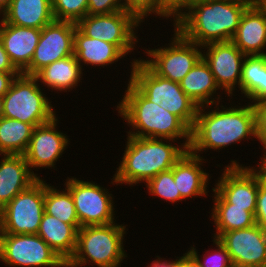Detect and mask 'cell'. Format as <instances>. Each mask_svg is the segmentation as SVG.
I'll list each match as a JSON object with an SVG mask.
<instances>
[{"label": "cell", "mask_w": 266, "mask_h": 267, "mask_svg": "<svg viewBox=\"0 0 266 267\" xmlns=\"http://www.w3.org/2000/svg\"><path fill=\"white\" fill-rule=\"evenodd\" d=\"M244 106L213 104L199 107L196 121L191 129L189 151L200 157L199 152L219 151L241 140L257 138L256 111L254 105L247 102ZM221 109H220V107ZM211 111H210V108ZM207 109V111H205Z\"/></svg>", "instance_id": "obj_1"}, {"label": "cell", "mask_w": 266, "mask_h": 267, "mask_svg": "<svg viewBox=\"0 0 266 267\" xmlns=\"http://www.w3.org/2000/svg\"><path fill=\"white\" fill-rule=\"evenodd\" d=\"M246 8L228 0H196L173 27L185 39L200 46L231 41Z\"/></svg>", "instance_id": "obj_2"}, {"label": "cell", "mask_w": 266, "mask_h": 267, "mask_svg": "<svg viewBox=\"0 0 266 267\" xmlns=\"http://www.w3.org/2000/svg\"><path fill=\"white\" fill-rule=\"evenodd\" d=\"M126 139L122 161L120 160L112 178L113 182L111 181L116 186L126 183L132 187L139 183H147L159 173L171 170L187 151L182 144H172L175 141L171 139L129 135Z\"/></svg>", "instance_id": "obj_3"}, {"label": "cell", "mask_w": 266, "mask_h": 267, "mask_svg": "<svg viewBox=\"0 0 266 267\" xmlns=\"http://www.w3.org/2000/svg\"><path fill=\"white\" fill-rule=\"evenodd\" d=\"M122 95L116 110L131 131L129 136L141 138H160L177 141L187 150L191 143V130L174 114L160 105L150 102L130 82Z\"/></svg>", "instance_id": "obj_4"}, {"label": "cell", "mask_w": 266, "mask_h": 267, "mask_svg": "<svg viewBox=\"0 0 266 267\" xmlns=\"http://www.w3.org/2000/svg\"><path fill=\"white\" fill-rule=\"evenodd\" d=\"M125 224L88 225L78 230L77 244L66 267L95 264L98 267H119L127 257L123 240Z\"/></svg>", "instance_id": "obj_5"}, {"label": "cell", "mask_w": 266, "mask_h": 267, "mask_svg": "<svg viewBox=\"0 0 266 267\" xmlns=\"http://www.w3.org/2000/svg\"><path fill=\"white\" fill-rule=\"evenodd\" d=\"M132 60L128 81L150 102L176 115L191 130L199 107L184 93L180 83L158 76L141 57Z\"/></svg>", "instance_id": "obj_6"}, {"label": "cell", "mask_w": 266, "mask_h": 267, "mask_svg": "<svg viewBox=\"0 0 266 267\" xmlns=\"http://www.w3.org/2000/svg\"><path fill=\"white\" fill-rule=\"evenodd\" d=\"M34 76L20 73L3 96V117L16 119L34 127L51 121L54 106L49 102Z\"/></svg>", "instance_id": "obj_7"}, {"label": "cell", "mask_w": 266, "mask_h": 267, "mask_svg": "<svg viewBox=\"0 0 266 267\" xmlns=\"http://www.w3.org/2000/svg\"><path fill=\"white\" fill-rule=\"evenodd\" d=\"M173 35L164 48L146 49L149 59L142 61L158 76L180 83L202 58V46L185 39L175 28Z\"/></svg>", "instance_id": "obj_8"}, {"label": "cell", "mask_w": 266, "mask_h": 267, "mask_svg": "<svg viewBox=\"0 0 266 267\" xmlns=\"http://www.w3.org/2000/svg\"><path fill=\"white\" fill-rule=\"evenodd\" d=\"M44 179L38 178L0 210L1 232L37 234L44 213Z\"/></svg>", "instance_id": "obj_9"}, {"label": "cell", "mask_w": 266, "mask_h": 267, "mask_svg": "<svg viewBox=\"0 0 266 267\" xmlns=\"http://www.w3.org/2000/svg\"><path fill=\"white\" fill-rule=\"evenodd\" d=\"M0 262L9 267H66L38 234L0 233Z\"/></svg>", "instance_id": "obj_10"}, {"label": "cell", "mask_w": 266, "mask_h": 267, "mask_svg": "<svg viewBox=\"0 0 266 267\" xmlns=\"http://www.w3.org/2000/svg\"><path fill=\"white\" fill-rule=\"evenodd\" d=\"M140 24L133 14L122 10L109 14H87L77 27L90 38L114 44L127 56L137 46L135 30Z\"/></svg>", "instance_id": "obj_11"}, {"label": "cell", "mask_w": 266, "mask_h": 267, "mask_svg": "<svg viewBox=\"0 0 266 267\" xmlns=\"http://www.w3.org/2000/svg\"><path fill=\"white\" fill-rule=\"evenodd\" d=\"M64 185L71 193L80 227L115 222L113 196L107 188L74 177H68Z\"/></svg>", "instance_id": "obj_12"}, {"label": "cell", "mask_w": 266, "mask_h": 267, "mask_svg": "<svg viewBox=\"0 0 266 267\" xmlns=\"http://www.w3.org/2000/svg\"><path fill=\"white\" fill-rule=\"evenodd\" d=\"M229 164L213 188L233 207L245 208L255 215L259 166L253 168L239 165L236 160H231Z\"/></svg>", "instance_id": "obj_13"}, {"label": "cell", "mask_w": 266, "mask_h": 267, "mask_svg": "<svg viewBox=\"0 0 266 267\" xmlns=\"http://www.w3.org/2000/svg\"><path fill=\"white\" fill-rule=\"evenodd\" d=\"M77 24L57 21L46 25L36 46L30 65L22 74L34 76L49 64L74 54V34Z\"/></svg>", "instance_id": "obj_14"}, {"label": "cell", "mask_w": 266, "mask_h": 267, "mask_svg": "<svg viewBox=\"0 0 266 267\" xmlns=\"http://www.w3.org/2000/svg\"><path fill=\"white\" fill-rule=\"evenodd\" d=\"M202 49H205L202 50V58L209 65L217 85L226 92L227 97L232 98L236 87L240 90L242 64L246 55L231 41L209 43Z\"/></svg>", "instance_id": "obj_15"}, {"label": "cell", "mask_w": 266, "mask_h": 267, "mask_svg": "<svg viewBox=\"0 0 266 267\" xmlns=\"http://www.w3.org/2000/svg\"><path fill=\"white\" fill-rule=\"evenodd\" d=\"M58 121L57 116H55L51 121L36 126L29 146L24 153L30 171L37 178H40V176L37 173L35 174L33 170L35 168L54 169L56 162L64 154L63 152L68 148V144H70L67 135L57 130Z\"/></svg>", "instance_id": "obj_16"}, {"label": "cell", "mask_w": 266, "mask_h": 267, "mask_svg": "<svg viewBox=\"0 0 266 267\" xmlns=\"http://www.w3.org/2000/svg\"><path fill=\"white\" fill-rule=\"evenodd\" d=\"M217 239L228 251L234 267H266V247L258 224L223 232Z\"/></svg>", "instance_id": "obj_17"}, {"label": "cell", "mask_w": 266, "mask_h": 267, "mask_svg": "<svg viewBox=\"0 0 266 267\" xmlns=\"http://www.w3.org/2000/svg\"><path fill=\"white\" fill-rule=\"evenodd\" d=\"M231 42L245 55L266 54V2L246 8Z\"/></svg>", "instance_id": "obj_18"}, {"label": "cell", "mask_w": 266, "mask_h": 267, "mask_svg": "<svg viewBox=\"0 0 266 267\" xmlns=\"http://www.w3.org/2000/svg\"><path fill=\"white\" fill-rule=\"evenodd\" d=\"M42 29L7 24L0 20V39L14 67L22 73L31 63Z\"/></svg>", "instance_id": "obj_19"}, {"label": "cell", "mask_w": 266, "mask_h": 267, "mask_svg": "<svg viewBox=\"0 0 266 267\" xmlns=\"http://www.w3.org/2000/svg\"><path fill=\"white\" fill-rule=\"evenodd\" d=\"M204 161L203 156H196L187 150L173 166V178L183 199L208 195L210 176L202 168Z\"/></svg>", "instance_id": "obj_20"}, {"label": "cell", "mask_w": 266, "mask_h": 267, "mask_svg": "<svg viewBox=\"0 0 266 267\" xmlns=\"http://www.w3.org/2000/svg\"><path fill=\"white\" fill-rule=\"evenodd\" d=\"M0 159V210L38 178L30 171L24 155H2Z\"/></svg>", "instance_id": "obj_21"}, {"label": "cell", "mask_w": 266, "mask_h": 267, "mask_svg": "<svg viewBox=\"0 0 266 267\" xmlns=\"http://www.w3.org/2000/svg\"><path fill=\"white\" fill-rule=\"evenodd\" d=\"M1 18L7 24L37 29L55 20L51 0H12Z\"/></svg>", "instance_id": "obj_22"}, {"label": "cell", "mask_w": 266, "mask_h": 267, "mask_svg": "<svg viewBox=\"0 0 266 267\" xmlns=\"http://www.w3.org/2000/svg\"><path fill=\"white\" fill-rule=\"evenodd\" d=\"M184 93L198 107L220 103L222 100L216 91L220 90L209 65L201 58L180 82ZM217 93V95H216ZM216 96H215V95ZM216 99V101H215Z\"/></svg>", "instance_id": "obj_23"}, {"label": "cell", "mask_w": 266, "mask_h": 267, "mask_svg": "<svg viewBox=\"0 0 266 267\" xmlns=\"http://www.w3.org/2000/svg\"><path fill=\"white\" fill-rule=\"evenodd\" d=\"M74 55L82 69V64L104 68L125 57L114 44L90 38L78 27H76L74 34Z\"/></svg>", "instance_id": "obj_24"}, {"label": "cell", "mask_w": 266, "mask_h": 267, "mask_svg": "<svg viewBox=\"0 0 266 267\" xmlns=\"http://www.w3.org/2000/svg\"><path fill=\"white\" fill-rule=\"evenodd\" d=\"M37 234L65 263L73 256L78 234V230L73 225L64 223L44 212Z\"/></svg>", "instance_id": "obj_25"}, {"label": "cell", "mask_w": 266, "mask_h": 267, "mask_svg": "<svg viewBox=\"0 0 266 267\" xmlns=\"http://www.w3.org/2000/svg\"><path fill=\"white\" fill-rule=\"evenodd\" d=\"M82 67L75 55L57 60L38 71L34 77L47 88L57 91L69 92L82 81ZM82 75V76H81ZM81 78V79H80Z\"/></svg>", "instance_id": "obj_26"}, {"label": "cell", "mask_w": 266, "mask_h": 267, "mask_svg": "<svg viewBox=\"0 0 266 267\" xmlns=\"http://www.w3.org/2000/svg\"><path fill=\"white\" fill-rule=\"evenodd\" d=\"M213 210L211 218L214 221L216 232L213 238L217 239L223 232L246 229L256 224L255 215L245 208L233 207L214 188Z\"/></svg>", "instance_id": "obj_27"}, {"label": "cell", "mask_w": 266, "mask_h": 267, "mask_svg": "<svg viewBox=\"0 0 266 267\" xmlns=\"http://www.w3.org/2000/svg\"><path fill=\"white\" fill-rule=\"evenodd\" d=\"M240 90L253 105L266 99V54L246 55L242 64Z\"/></svg>", "instance_id": "obj_28"}, {"label": "cell", "mask_w": 266, "mask_h": 267, "mask_svg": "<svg viewBox=\"0 0 266 267\" xmlns=\"http://www.w3.org/2000/svg\"><path fill=\"white\" fill-rule=\"evenodd\" d=\"M32 124L7 117L0 118V155H24L32 133Z\"/></svg>", "instance_id": "obj_29"}, {"label": "cell", "mask_w": 266, "mask_h": 267, "mask_svg": "<svg viewBox=\"0 0 266 267\" xmlns=\"http://www.w3.org/2000/svg\"><path fill=\"white\" fill-rule=\"evenodd\" d=\"M57 188L44 181V212L79 230L81 227L69 189Z\"/></svg>", "instance_id": "obj_30"}, {"label": "cell", "mask_w": 266, "mask_h": 267, "mask_svg": "<svg viewBox=\"0 0 266 267\" xmlns=\"http://www.w3.org/2000/svg\"><path fill=\"white\" fill-rule=\"evenodd\" d=\"M146 188H148L149 194L160 197L166 202L177 203L184 200L180 195L177 183L174 181L173 167L171 170L161 172L150 179L146 183Z\"/></svg>", "instance_id": "obj_31"}, {"label": "cell", "mask_w": 266, "mask_h": 267, "mask_svg": "<svg viewBox=\"0 0 266 267\" xmlns=\"http://www.w3.org/2000/svg\"><path fill=\"white\" fill-rule=\"evenodd\" d=\"M54 19L78 23L88 14V0H51Z\"/></svg>", "instance_id": "obj_32"}, {"label": "cell", "mask_w": 266, "mask_h": 267, "mask_svg": "<svg viewBox=\"0 0 266 267\" xmlns=\"http://www.w3.org/2000/svg\"><path fill=\"white\" fill-rule=\"evenodd\" d=\"M214 246L217 248L215 251H208L203 255V259H200L198 251L194 246L187 250L199 263L200 267H234L231 261L230 255L226 248L221 244L218 239L213 238L212 240ZM203 260V261H201Z\"/></svg>", "instance_id": "obj_33"}, {"label": "cell", "mask_w": 266, "mask_h": 267, "mask_svg": "<svg viewBox=\"0 0 266 267\" xmlns=\"http://www.w3.org/2000/svg\"><path fill=\"white\" fill-rule=\"evenodd\" d=\"M123 6L126 12L133 14L141 23L152 14L161 18V0H123Z\"/></svg>", "instance_id": "obj_34"}, {"label": "cell", "mask_w": 266, "mask_h": 267, "mask_svg": "<svg viewBox=\"0 0 266 267\" xmlns=\"http://www.w3.org/2000/svg\"><path fill=\"white\" fill-rule=\"evenodd\" d=\"M259 190L257 193L255 220L259 226L266 227V168L259 163Z\"/></svg>", "instance_id": "obj_35"}, {"label": "cell", "mask_w": 266, "mask_h": 267, "mask_svg": "<svg viewBox=\"0 0 266 267\" xmlns=\"http://www.w3.org/2000/svg\"><path fill=\"white\" fill-rule=\"evenodd\" d=\"M195 1L196 0H161V17L166 18V20L172 17L174 23Z\"/></svg>", "instance_id": "obj_36"}, {"label": "cell", "mask_w": 266, "mask_h": 267, "mask_svg": "<svg viewBox=\"0 0 266 267\" xmlns=\"http://www.w3.org/2000/svg\"><path fill=\"white\" fill-rule=\"evenodd\" d=\"M124 10L123 0H88V14H109Z\"/></svg>", "instance_id": "obj_37"}, {"label": "cell", "mask_w": 266, "mask_h": 267, "mask_svg": "<svg viewBox=\"0 0 266 267\" xmlns=\"http://www.w3.org/2000/svg\"><path fill=\"white\" fill-rule=\"evenodd\" d=\"M256 111L257 140L266 154V99L254 105Z\"/></svg>", "instance_id": "obj_38"}, {"label": "cell", "mask_w": 266, "mask_h": 267, "mask_svg": "<svg viewBox=\"0 0 266 267\" xmlns=\"http://www.w3.org/2000/svg\"><path fill=\"white\" fill-rule=\"evenodd\" d=\"M20 72H0V96H4L9 90L13 80Z\"/></svg>", "instance_id": "obj_39"}, {"label": "cell", "mask_w": 266, "mask_h": 267, "mask_svg": "<svg viewBox=\"0 0 266 267\" xmlns=\"http://www.w3.org/2000/svg\"><path fill=\"white\" fill-rule=\"evenodd\" d=\"M0 72H19L11 63L0 39Z\"/></svg>", "instance_id": "obj_40"}, {"label": "cell", "mask_w": 266, "mask_h": 267, "mask_svg": "<svg viewBox=\"0 0 266 267\" xmlns=\"http://www.w3.org/2000/svg\"><path fill=\"white\" fill-rule=\"evenodd\" d=\"M178 267H200L197 260L187 251L178 257Z\"/></svg>", "instance_id": "obj_41"}, {"label": "cell", "mask_w": 266, "mask_h": 267, "mask_svg": "<svg viewBox=\"0 0 266 267\" xmlns=\"http://www.w3.org/2000/svg\"><path fill=\"white\" fill-rule=\"evenodd\" d=\"M158 259L151 261L149 267H178V257L175 259V261H169L165 258H161L157 255Z\"/></svg>", "instance_id": "obj_42"}, {"label": "cell", "mask_w": 266, "mask_h": 267, "mask_svg": "<svg viewBox=\"0 0 266 267\" xmlns=\"http://www.w3.org/2000/svg\"><path fill=\"white\" fill-rule=\"evenodd\" d=\"M228 1L237 2L247 7L256 6L266 2V0H228Z\"/></svg>", "instance_id": "obj_43"}, {"label": "cell", "mask_w": 266, "mask_h": 267, "mask_svg": "<svg viewBox=\"0 0 266 267\" xmlns=\"http://www.w3.org/2000/svg\"><path fill=\"white\" fill-rule=\"evenodd\" d=\"M12 0H0V15L9 7Z\"/></svg>", "instance_id": "obj_44"}, {"label": "cell", "mask_w": 266, "mask_h": 267, "mask_svg": "<svg viewBox=\"0 0 266 267\" xmlns=\"http://www.w3.org/2000/svg\"><path fill=\"white\" fill-rule=\"evenodd\" d=\"M3 117V96H0V118Z\"/></svg>", "instance_id": "obj_45"}, {"label": "cell", "mask_w": 266, "mask_h": 267, "mask_svg": "<svg viewBox=\"0 0 266 267\" xmlns=\"http://www.w3.org/2000/svg\"><path fill=\"white\" fill-rule=\"evenodd\" d=\"M262 232H263V238H264V243H265V247H266V227L262 228Z\"/></svg>", "instance_id": "obj_46"}]
</instances>
